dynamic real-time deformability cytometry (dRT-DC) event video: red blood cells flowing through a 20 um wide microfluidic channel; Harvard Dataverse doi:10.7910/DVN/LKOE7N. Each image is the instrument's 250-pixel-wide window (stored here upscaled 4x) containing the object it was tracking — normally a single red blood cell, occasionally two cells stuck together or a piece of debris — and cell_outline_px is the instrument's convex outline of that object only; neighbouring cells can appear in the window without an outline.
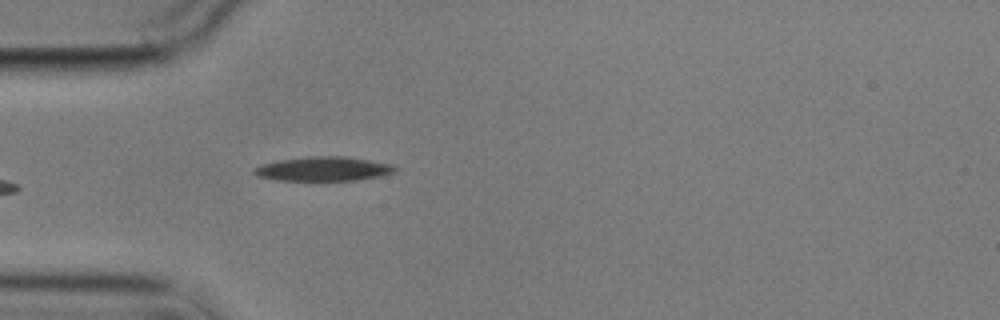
{"species": "common noctule bat (a hibernating species)", "species_latin": "Nyctalus noctula", "temperature_condition": "cold", "stored_images_in_passage": 6, "camera_frame_rate_fps": 3000, "um_per_image_px": 0.085, "animal": {"sex": "male", "body_mass_g": 17.9}, "frame": {"image": 1, "passage_image": 6, "time_ms": 5.667, "image_size_px": [1000, 320], "cell_outline_px": [[400, 168], [396, 172], [380, 176], [356, 180], [276, 180], [256, 176], [252, 172], [252, 168], [260, 164], [280, 160], [308, 156], [344, 156], [392, 164]], "centroid_in_image_um": [27.48, 14.35], "position_along_channel_um": 57.5, "area_um2": 20.06}}